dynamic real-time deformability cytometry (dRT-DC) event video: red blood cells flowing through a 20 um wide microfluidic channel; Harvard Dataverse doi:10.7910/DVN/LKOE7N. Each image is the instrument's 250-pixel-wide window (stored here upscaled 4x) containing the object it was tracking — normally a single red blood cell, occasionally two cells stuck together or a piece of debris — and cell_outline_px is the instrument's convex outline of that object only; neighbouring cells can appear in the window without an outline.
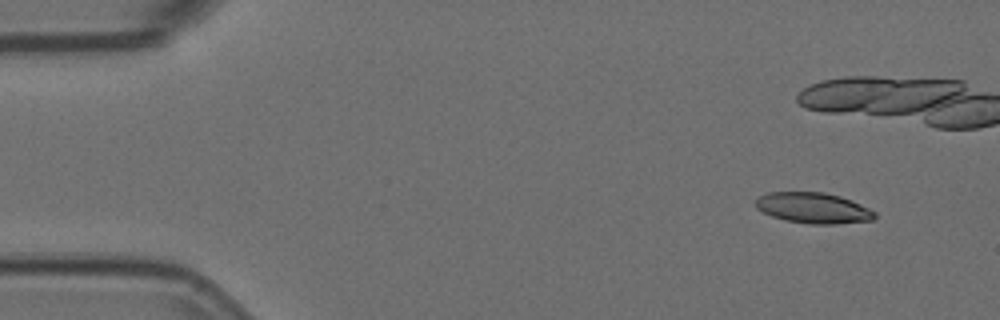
{"species": "Egyptian fruit bat (a non-hibernating species)", "species_latin": "Rousettus aegyptiacus", "temperature_condition": "room temperature", "stored_images_in_passage": 4, "camera_frame_rate_fps": 3000, "um_per_image_px": 0.085, "animal": {"sex": "female"}, "frame": {"image": 1, "passage_image": 1, "time_ms": 0.0, "image_size_px": [1000, 320], "cell_outline_px": [[876, 216], [872, 220], [836, 224], [808, 224], [784, 220], [772, 216], [756, 208], [756, 200], [760, 196], [768, 192], [824, 192], [840, 196], [852, 200], [876, 212]], "centroid_in_image_um": [69.14, 17.68], "position_along_channel_um": 15.9, "area_um2": 21.33}}